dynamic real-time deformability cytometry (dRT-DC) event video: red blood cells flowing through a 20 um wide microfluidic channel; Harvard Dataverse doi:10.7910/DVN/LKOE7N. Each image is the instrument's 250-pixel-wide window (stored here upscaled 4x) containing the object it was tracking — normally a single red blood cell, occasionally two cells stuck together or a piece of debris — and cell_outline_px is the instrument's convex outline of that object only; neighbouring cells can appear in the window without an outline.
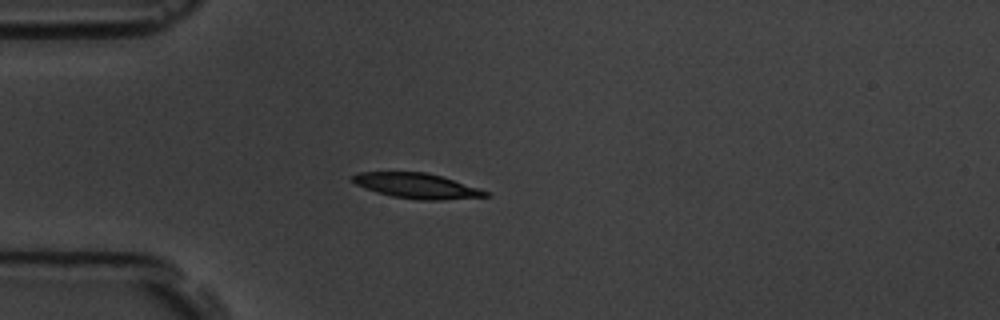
{"species": "common noctule bat (a hibernating species)", "species_latin": "Nyctalus noctula", "temperature_condition": "room temperature", "stored_images_in_passage": 6, "camera_frame_rate_fps": 3000, "um_per_image_px": 0.085, "animal": {"sex": "male", "body_mass_g": 19.5, "forearm_length_mm": 54.6}, "frame": {"image": 1, "passage_image": 5, "time_ms": 4.333, "image_size_px": [1000, 320], "cell_outline_px": [[492, 196], [440, 200], [416, 200], [392, 196], [376, 192], [364, 188], [356, 184], [352, 180], [352, 176], [360, 172], [428, 172], [480, 188], [492, 192]], "centroid_in_image_um": [35.49, 15.8], "position_along_channel_um": 49.5, "area_um2": 19.65}}